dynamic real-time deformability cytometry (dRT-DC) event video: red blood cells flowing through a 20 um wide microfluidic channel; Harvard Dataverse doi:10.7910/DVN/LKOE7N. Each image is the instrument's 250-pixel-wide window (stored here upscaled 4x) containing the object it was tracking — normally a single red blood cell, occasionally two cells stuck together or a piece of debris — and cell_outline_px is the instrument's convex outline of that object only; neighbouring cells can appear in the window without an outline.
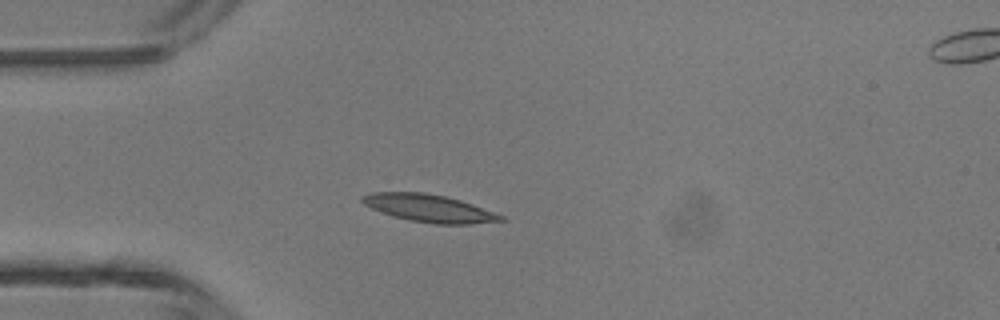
{"species": "common noctule bat (a hibernating species)", "species_latin": "Nyctalus noctula", "temperature_condition": "room temperature", "stored_images_in_passage": 5, "camera_frame_rate_fps": 3000, "um_per_image_px": 0.085, "animal": {"sex": "male", "body_mass_g": 13.3}, "frame": {"image": 1, "passage_image": 4, "time_ms": 1.0, "image_size_px": [1000, 320], "cell_outline_px": [[508, 220], [468, 224], [432, 224], [408, 220], [392, 216], [380, 212], [364, 204], [360, 200], [360, 196], [372, 192], [420, 192], [444, 196], [460, 200], [496, 212], [504, 216]], "centroid_in_image_um": [36.47, 17.71], "position_along_channel_um": 48.5, "area_um2": 22.37}}